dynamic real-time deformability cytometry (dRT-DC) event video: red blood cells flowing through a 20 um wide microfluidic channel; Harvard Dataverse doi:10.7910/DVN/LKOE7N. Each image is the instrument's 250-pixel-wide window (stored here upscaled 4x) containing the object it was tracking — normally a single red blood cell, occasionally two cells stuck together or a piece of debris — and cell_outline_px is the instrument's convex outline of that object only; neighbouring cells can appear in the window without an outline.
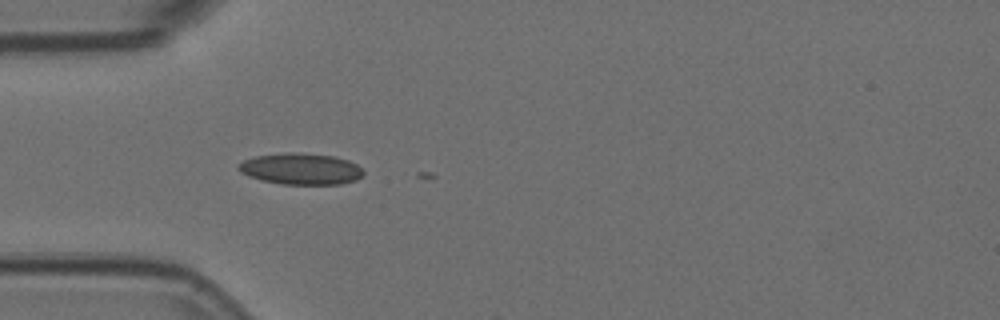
{"species": "Egyptian fruit bat (a non-hibernating species)", "species_latin": "Rousettus aegyptiacus", "temperature_condition": "room temperature", "stored_images_in_passage": 5, "camera_frame_rate_fps": 3000, "um_per_image_px": 0.085, "animal": {"sex": "female"}, "frame": {"image": 1, "passage_image": 2, "time_ms": 0.333, "image_size_px": [1000, 320], "cell_outline_px": [[364, 172], [356, 180], [340, 184], [280, 184], [248, 176], [240, 172], [236, 168], [236, 164], [244, 160], [256, 156], [284, 152], [296, 152], [332, 156], [348, 160], [356, 164]], "centroid_in_image_um": [25.52, 14.35], "position_along_channel_um": 59.5, "area_um2": 22.77}}